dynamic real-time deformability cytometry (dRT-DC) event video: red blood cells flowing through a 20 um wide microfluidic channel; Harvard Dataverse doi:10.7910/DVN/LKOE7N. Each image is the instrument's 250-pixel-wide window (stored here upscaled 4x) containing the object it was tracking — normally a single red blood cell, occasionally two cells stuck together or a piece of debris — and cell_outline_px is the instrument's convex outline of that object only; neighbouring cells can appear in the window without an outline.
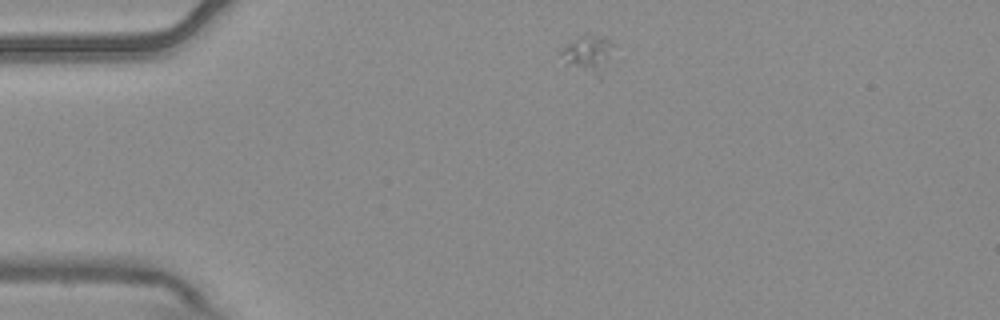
{"species": "common noctule bat (a hibernating species)", "species_latin": "Nyctalus noctula", "temperature_condition": "warm", "stored_images_in_passage": 7, "camera_frame_rate_fps": 3000, "um_per_image_px": 0.085, "animal": {"sex": "male", "body_mass_g": 20.4}, "frame": {"image": 1, "passage_image": 1, "time_ms": 0.0, "image_size_px": [1000, 320], "cell_outline_px": [[612, 44], [604, 72], [600, 80], [564, 64], [560, 56], [560, 52], [568, 44], [580, 36], [600, 36], [608, 40]], "centroid_in_image_um": [49.95, 4.68], "position_along_channel_um": 35.1, "area_um2": 11.16}}
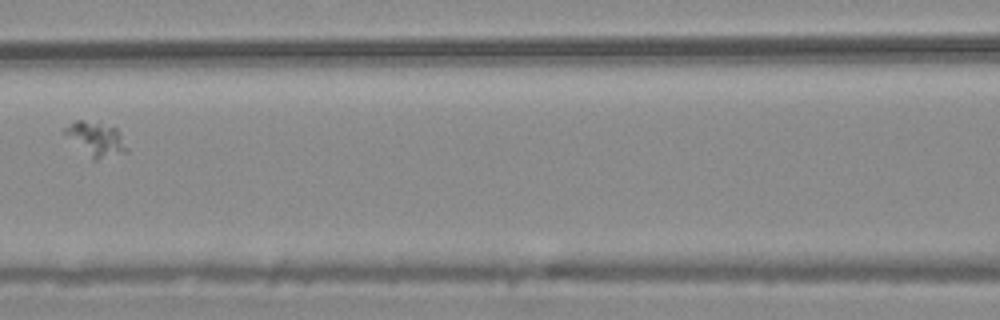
{"frame": {"image": 2, "passage_image": 5, "time_ms": 1.333, "image_size_px": [1000, 320], "cell_outline_px": [[128, 152], [96, 160], [92, 160], [60, 132], [64, 128], [76, 120], [100, 120], [116, 128], [120, 132], [128, 148]], "centroid_in_image_um": [8.14, 11.79], "position_along_channel_um": 158.5, "area_um2": 12.95}}
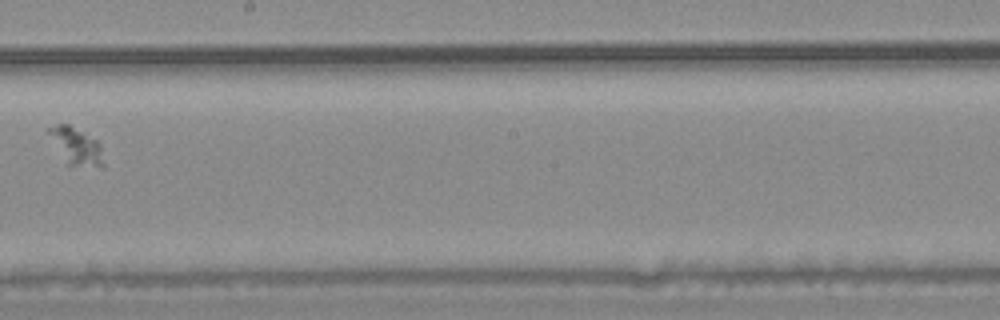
{"frame": {"image": 3, "passage_image": 7, "time_ms": 2.0, "image_size_px": [1000, 320], "cell_outline_px": [[104, 168], [100, 168], [68, 164], [48, 132], [48, 128], [56, 124], [68, 124], [96, 140], [100, 144], [104, 164]], "centroid_in_image_um": [6.53, 12.44], "position_along_channel_um": 241.7, "area_um2": 11.33}}